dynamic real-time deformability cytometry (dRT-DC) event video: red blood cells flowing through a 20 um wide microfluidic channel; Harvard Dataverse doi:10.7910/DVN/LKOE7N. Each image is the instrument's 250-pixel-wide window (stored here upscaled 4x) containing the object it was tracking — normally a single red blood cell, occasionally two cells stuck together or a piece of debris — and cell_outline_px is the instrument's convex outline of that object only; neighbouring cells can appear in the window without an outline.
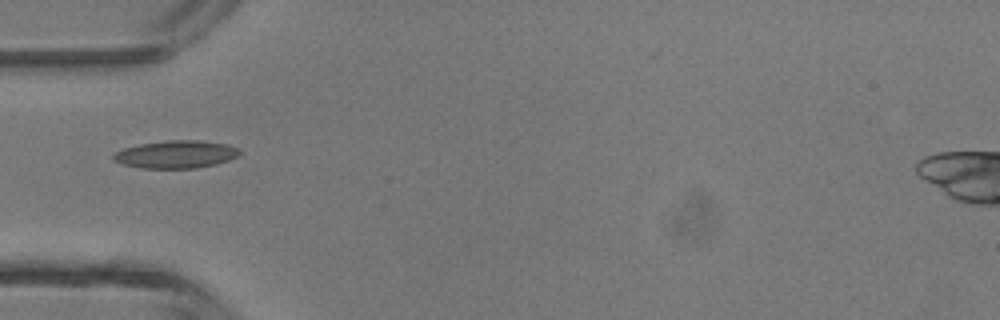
{"species": "common noctule bat (a hibernating species)", "species_latin": "Nyctalus noctula", "temperature_condition": "room temperature", "stored_images_in_passage": 29, "camera_frame_rate_fps": 3000, "um_per_image_px": 0.085, "animal": {"sex": "male", "body_mass_g": 13.3}, "frame": {"image": 1, "passage_image": 1, "time_ms": 0.0, "image_size_px": [1000, 320], "cell_outline_px": [[240, 152], [236, 156], [228, 160], [216, 164], [196, 168], [140, 168], [120, 164], [112, 160], [112, 156], [116, 152], [124, 148], [140, 144], [168, 140], [196, 140], [228, 144], [240, 148]], "centroid_in_image_um": [14.93, 13.12], "position_along_channel_um": 70.1, "area_um2": 20.4}}
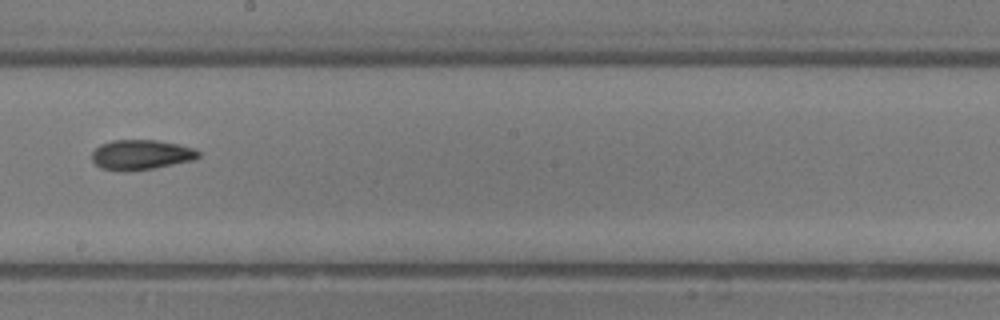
{"frame": {"image": 2, "passage_image": 12, "time_ms": 3.667, "image_size_px": [1000, 320], "cell_outline_px": [[200, 156], [192, 160], [156, 168], [100, 168], [92, 160], [92, 152], [100, 144], [112, 140], [156, 140], [180, 144], [196, 148], [200, 152]], "centroid_in_image_um": [12.05, 13.1], "position_along_channel_um": 236.1, "area_um2": 18.03}}
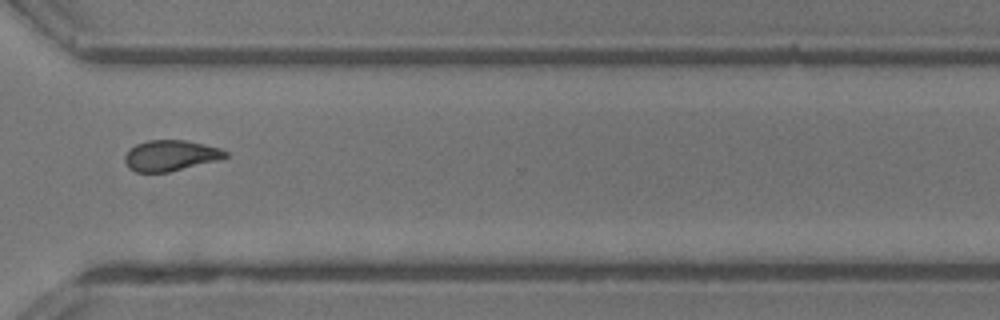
{"frame": {"image": 3, "passage_image": 20, "time_ms": 6.333, "image_size_px": [1000, 320], "cell_outline_px": [[228, 156], [216, 160], [168, 172], [136, 172], [128, 168], [124, 160], [124, 156], [136, 144], [148, 140], [184, 140], [220, 148], [228, 152]], "centroid_in_image_um": [14.47, 13.22], "position_along_channel_um": 356.1, "area_um2": 17.74}, "authors_computed_cell_mechanics": {"area_um2": 17.9758, "velocity_mm_per_s": 4.5014, "shape_relaxation_time_tau1_ms": null, "shape_relaxation_time_tau2_ms": 4.0649, "deformation_change_tau1": null, "deformation_change_tau2": 0.1158}}